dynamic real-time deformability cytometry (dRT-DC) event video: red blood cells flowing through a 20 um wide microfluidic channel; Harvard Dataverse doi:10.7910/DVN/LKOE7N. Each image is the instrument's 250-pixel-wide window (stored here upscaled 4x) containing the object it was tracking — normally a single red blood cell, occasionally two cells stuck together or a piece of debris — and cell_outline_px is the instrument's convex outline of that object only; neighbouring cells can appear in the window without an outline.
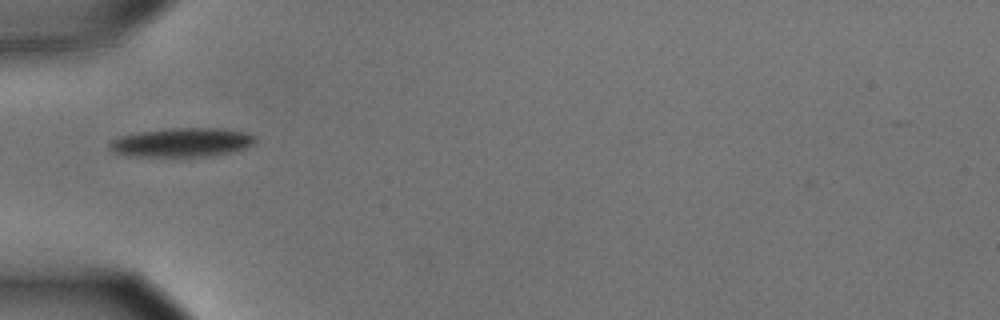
{"species": "common noctule bat (a hibernating species)", "species_latin": "Nyctalus noctula", "temperature_condition": "cold", "stored_images_in_passage": 38, "camera_frame_rate_fps": 3000, "um_per_image_px": 0.085, "animal": {"sex": "male", "body_mass_g": 15.6}, "frame": {"image": 1, "passage_image": 1, "time_ms": 0.0, "image_size_px": [1000, 320], "cell_outline_px": [[256, 140], [252, 144], [244, 148], [212, 156], [136, 156], [112, 152], [108, 148], [108, 144], [112, 140], [120, 136], [140, 132], [172, 128], [220, 128], [244, 132], [256, 136]], "centroid_in_image_um": [15.44, 12.1], "position_along_channel_um": 69.6, "area_um2": 24.33}}
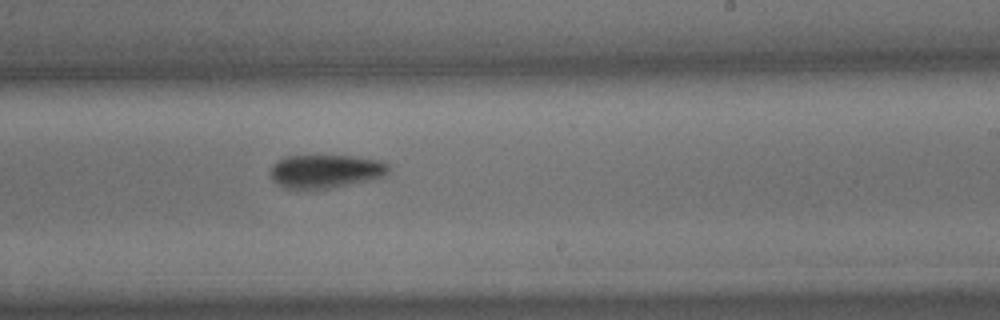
{"frame": {"image": 2, "passage_image": 17, "time_ms": 5.333, "image_size_px": [1000, 320], "cell_outline_px": [[388, 172], [384, 176], [376, 180], [336, 188], [284, 188], [272, 180], [272, 164], [276, 160], [284, 156], [352, 156], [380, 160], [388, 164]], "centroid_in_image_um": [27.72, 14.56], "position_along_channel_um": 261.3, "area_um2": 23.29}}
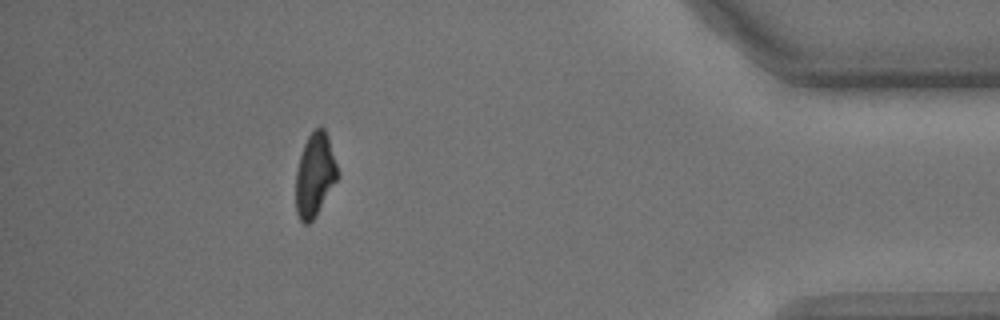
{"frame": {"image": 3, "passage_image": 33, "time_ms": 10.667, "image_size_px": [1000, 320], "cell_outline_px": [[340, 176], [316, 216], [308, 224], [304, 224], [300, 220], [296, 212], [296, 172], [300, 156], [304, 144], [308, 136], [320, 124], [324, 128], [328, 136], [340, 172]], "centroid_in_image_um": [26.79, 14.86], "position_along_channel_um": 408.4, "area_um2": 20.63}, "authors_computed_cell_mechanics": {"area_um2": 22.831, "velocity_mm_per_s": 3.5953, "shape_relaxation_time_tau1_ms": 2.5287, "shape_relaxation_time_tau2_ms": null, "deformation_change_tau1": 0.1173, "deformation_change_tau2": null}}